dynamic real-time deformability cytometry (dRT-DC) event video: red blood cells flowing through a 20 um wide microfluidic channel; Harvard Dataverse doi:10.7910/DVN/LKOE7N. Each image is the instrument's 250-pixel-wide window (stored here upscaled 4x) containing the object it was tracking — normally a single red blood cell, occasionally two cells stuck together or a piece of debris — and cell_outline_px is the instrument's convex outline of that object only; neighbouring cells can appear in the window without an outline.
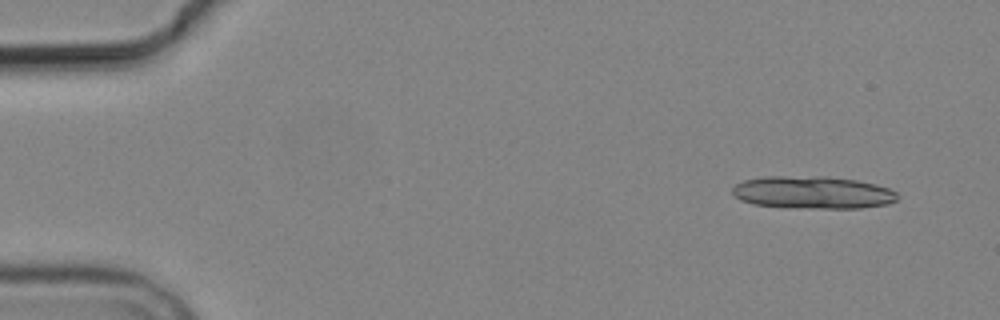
{"species": "common noctule bat (a hibernating species)", "species_latin": "Nyctalus noctula", "temperature_condition": "cold", "stored_images_in_passage": 9, "camera_frame_rate_fps": 3000, "um_per_image_px": 0.085, "animal": {"sex": "male", "body_mass_g": 19.2, "forearm_length_mm": 51.8}, "frame": {"image": 1, "passage_image": 2, "time_ms": 1.0, "image_size_px": [1000, 320], "cell_outline_px": [[896, 200], [888, 204], [860, 208], [808, 208], [752, 204], [740, 200], [732, 192], [732, 188], [736, 184], [744, 180], [764, 176], [824, 176], [856, 180], [876, 184], [888, 188], [896, 192]], "centroid_in_image_um": [69.07, 16.35], "position_along_channel_um": 15.9, "area_um2": 31.21}}
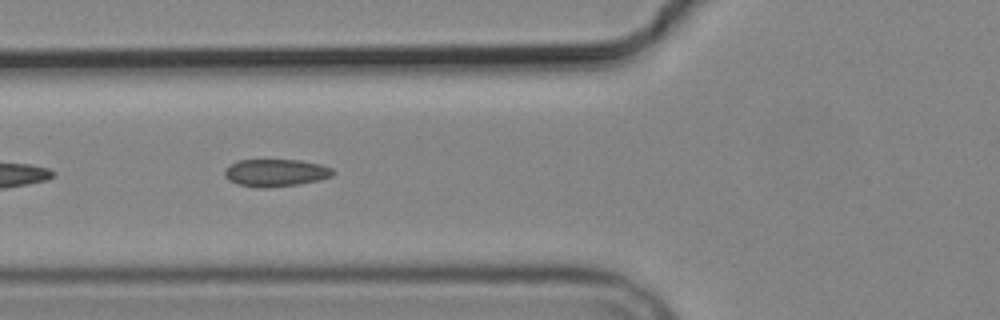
{"frame": {"image": 2, "passage_image": 6, "time_ms": 6.667, "image_size_px": [1000, 320], "cell_outline_px": [[336, 172], [332, 176], [320, 180], [296, 184], [268, 188], [256, 188], [236, 184], [228, 180], [224, 176], [224, 168], [240, 160], [300, 160], [320, 164], [332, 168]], "centroid_in_image_um": [23.42, 14.69], "position_along_channel_um": 102.4, "area_um2": 17.46}}
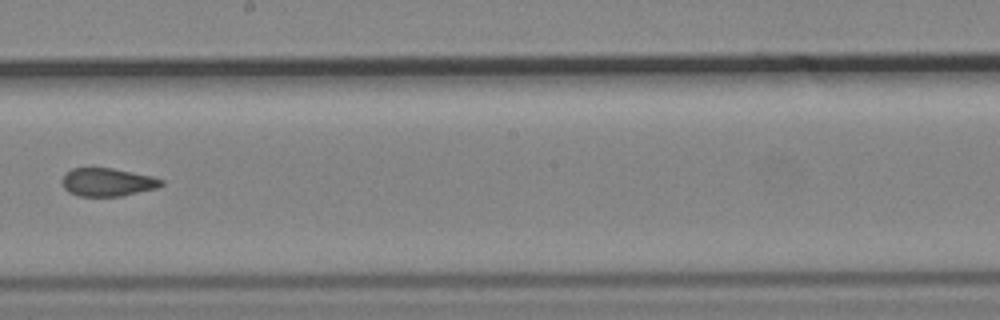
{"frame": {"image": 3, "passage_image": 9, "time_ms": 10.333, "image_size_px": [1000, 320], "cell_outline_px": [[164, 184], [156, 188], [120, 196], [80, 196], [68, 192], [64, 188], [64, 172], [72, 168], [112, 168], [152, 176], [164, 180]], "centroid_in_image_um": [9.14, 15.48], "position_along_channel_um": 239.1, "area_um2": 16.13}}